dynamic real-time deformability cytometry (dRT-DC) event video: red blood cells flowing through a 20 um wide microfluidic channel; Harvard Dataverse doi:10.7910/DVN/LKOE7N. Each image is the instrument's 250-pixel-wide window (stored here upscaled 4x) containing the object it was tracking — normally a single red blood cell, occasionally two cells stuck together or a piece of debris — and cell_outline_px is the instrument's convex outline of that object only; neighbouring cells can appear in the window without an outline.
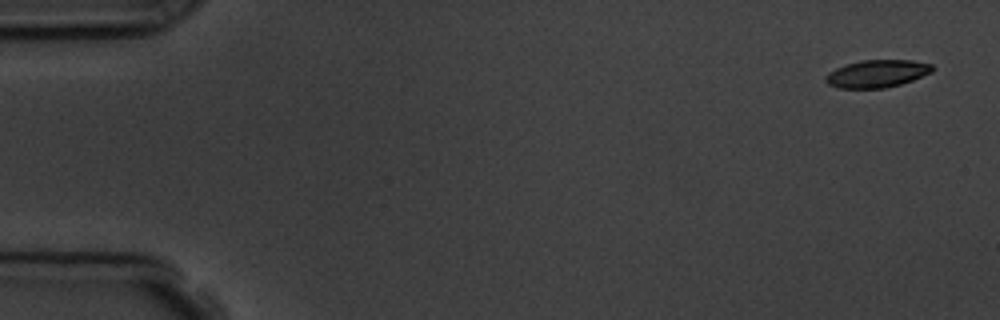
{"species": "common noctule bat (a hibernating species)", "species_latin": "Nyctalus noctula", "temperature_condition": "room temperature", "stored_images_in_passage": 5, "camera_frame_rate_fps": 3000, "um_per_image_px": 0.085, "animal": {"sex": "male", "body_mass_g": 19.5, "forearm_length_mm": 54.6}, "frame": {"image": 1, "passage_image": 1, "time_ms": 0.0, "image_size_px": [1000, 320], "cell_outline_px": [[936, 68], [932, 72], [912, 80], [900, 84], [884, 88], [836, 88], [828, 84], [824, 80], [824, 76], [828, 72], [836, 68], [860, 60], [912, 60], [932, 64]], "centroid_in_image_um": [74.54, 6.26], "position_along_channel_um": 10.5, "area_um2": 17.22}}
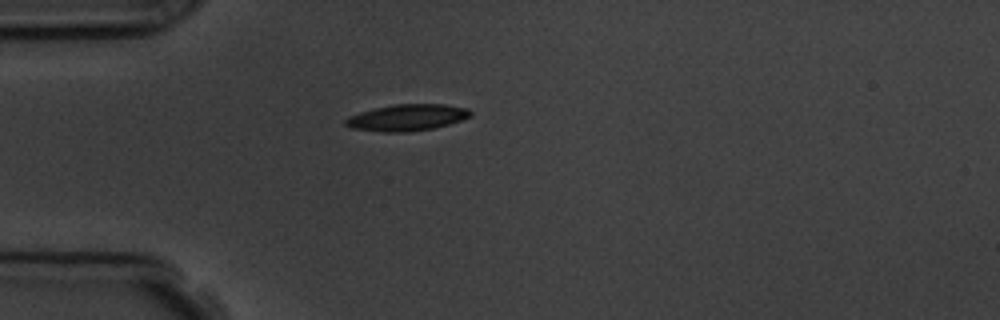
{"frame": {"image": 2, "passage_image": 4, "time_ms": 4.333, "image_size_px": [1000, 320], "cell_outline_px": [[472, 116], [448, 124], [432, 128], [408, 132], [380, 132], [352, 128], [344, 124], [344, 120], [348, 116], [360, 112], [376, 108], [396, 104], [444, 104], [468, 108], [472, 112]], "centroid_in_image_um": [34.59, 9.99], "position_along_channel_um": 50.4, "area_um2": 19.25}}